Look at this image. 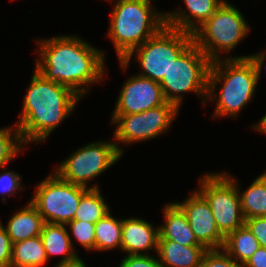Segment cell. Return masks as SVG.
Instances as JSON below:
<instances>
[{"label":"cell","mask_w":266,"mask_h":267,"mask_svg":"<svg viewBox=\"0 0 266 267\" xmlns=\"http://www.w3.org/2000/svg\"><path fill=\"white\" fill-rule=\"evenodd\" d=\"M113 3L107 36L115 45L120 61L156 35L166 25V20L165 13L155 10L151 0H116Z\"/></svg>","instance_id":"obj_4"},{"label":"cell","mask_w":266,"mask_h":267,"mask_svg":"<svg viewBox=\"0 0 266 267\" xmlns=\"http://www.w3.org/2000/svg\"><path fill=\"white\" fill-rule=\"evenodd\" d=\"M175 203L185 213L188 223L201 245L207 250L223 248L225 237L216 225L209 203L198 191H193L185 201Z\"/></svg>","instance_id":"obj_12"},{"label":"cell","mask_w":266,"mask_h":267,"mask_svg":"<svg viewBox=\"0 0 266 267\" xmlns=\"http://www.w3.org/2000/svg\"><path fill=\"white\" fill-rule=\"evenodd\" d=\"M80 99L70 88L46 79L34 69L20 119L16 123L23 143L46 140L73 112Z\"/></svg>","instance_id":"obj_2"},{"label":"cell","mask_w":266,"mask_h":267,"mask_svg":"<svg viewBox=\"0 0 266 267\" xmlns=\"http://www.w3.org/2000/svg\"><path fill=\"white\" fill-rule=\"evenodd\" d=\"M179 109L173 104H165L136 114H112L111 124L116 125L114 141L117 150L123 155L118 144H132L158 137L168 131Z\"/></svg>","instance_id":"obj_11"},{"label":"cell","mask_w":266,"mask_h":267,"mask_svg":"<svg viewBox=\"0 0 266 267\" xmlns=\"http://www.w3.org/2000/svg\"><path fill=\"white\" fill-rule=\"evenodd\" d=\"M44 220L36 208L28 202L25 207L10 217L6 230L12 243H17L26 239L41 235Z\"/></svg>","instance_id":"obj_18"},{"label":"cell","mask_w":266,"mask_h":267,"mask_svg":"<svg viewBox=\"0 0 266 267\" xmlns=\"http://www.w3.org/2000/svg\"><path fill=\"white\" fill-rule=\"evenodd\" d=\"M259 247L258 240L244 224L225 238L222 249L243 266Z\"/></svg>","instance_id":"obj_21"},{"label":"cell","mask_w":266,"mask_h":267,"mask_svg":"<svg viewBox=\"0 0 266 267\" xmlns=\"http://www.w3.org/2000/svg\"><path fill=\"white\" fill-rule=\"evenodd\" d=\"M193 42V34L165 25L156 35L133 49L123 60L126 70L131 57L136 56L142 72L139 76L160 82L167 74L173 61Z\"/></svg>","instance_id":"obj_6"},{"label":"cell","mask_w":266,"mask_h":267,"mask_svg":"<svg viewBox=\"0 0 266 267\" xmlns=\"http://www.w3.org/2000/svg\"><path fill=\"white\" fill-rule=\"evenodd\" d=\"M158 238L159 228L155 229L145 219H123L121 250L127 255H148V250L157 252Z\"/></svg>","instance_id":"obj_14"},{"label":"cell","mask_w":266,"mask_h":267,"mask_svg":"<svg viewBox=\"0 0 266 267\" xmlns=\"http://www.w3.org/2000/svg\"><path fill=\"white\" fill-rule=\"evenodd\" d=\"M265 55V52L259 51L248 56H234L211 62L207 101H216L213 118H235L251 101L261 76ZM219 82L223 84L217 95L216 87Z\"/></svg>","instance_id":"obj_3"},{"label":"cell","mask_w":266,"mask_h":267,"mask_svg":"<svg viewBox=\"0 0 266 267\" xmlns=\"http://www.w3.org/2000/svg\"><path fill=\"white\" fill-rule=\"evenodd\" d=\"M5 172L0 173V193L2 196L4 194H15L16 190L23 189L21 186V176L13 171H6V166L4 167Z\"/></svg>","instance_id":"obj_28"},{"label":"cell","mask_w":266,"mask_h":267,"mask_svg":"<svg viewBox=\"0 0 266 267\" xmlns=\"http://www.w3.org/2000/svg\"><path fill=\"white\" fill-rule=\"evenodd\" d=\"M244 224L256 237L259 245L266 248V217L248 218Z\"/></svg>","instance_id":"obj_30"},{"label":"cell","mask_w":266,"mask_h":267,"mask_svg":"<svg viewBox=\"0 0 266 267\" xmlns=\"http://www.w3.org/2000/svg\"><path fill=\"white\" fill-rule=\"evenodd\" d=\"M256 131L266 134V114L260 119V121L252 126Z\"/></svg>","instance_id":"obj_34"},{"label":"cell","mask_w":266,"mask_h":267,"mask_svg":"<svg viewBox=\"0 0 266 267\" xmlns=\"http://www.w3.org/2000/svg\"><path fill=\"white\" fill-rule=\"evenodd\" d=\"M243 267H266V248L260 246L246 261Z\"/></svg>","instance_id":"obj_32"},{"label":"cell","mask_w":266,"mask_h":267,"mask_svg":"<svg viewBox=\"0 0 266 267\" xmlns=\"http://www.w3.org/2000/svg\"><path fill=\"white\" fill-rule=\"evenodd\" d=\"M199 180L200 187L197 191L209 203L216 225L226 238L245 223L238 182L226 171L205 174Z\"/></svg>","instance_id":"obj_8"},{"label":"cell","mask_w":266,"mask_h":267,"mask_svg":"<svg viewBox=\"0 0 266 267\" xmlns=\"http://www.w3.org/2000/svg\"><path fill=\"white\" fill-rule=\"evenodd\" d=\"M238 191L245 219L266 217V171L255 178L242 194L239 188Z\"/></svg>","instance_id":"obj_22"},{"label":"cell","mask_w":266,"mask_h":267,"mask_svg":"<svg viewBox=\"0 0 266 267\" xmlns=\"http://www.w3.org/2000/svg\"><path fill=\"white\" fill-rule=\"evenodd\" d=\"M198 267H243L223 249L207 250Z\"/></svg>","instance_id":"obj_27"},{"label":"cell","mask_w":266,"mask_h":267,"mask_svg":"<svg viewBox=\"0 0 266 267\" xmlns=\"http://www.w3.org/2000/svg\"><path fill=\"white\" fill-rule=\"evenodd\" d=\"M123 219L113 217L110 212L95 223V250L121 249Z\"/></svg>","instance_id":"obj_23"},{"label":"cell","mask_w":266,"mask_h":267,"mask_svg":"<svg viewBox=\"0 0 266 267\" xmlns=\"http://www.w3.org/2000/svg\"><path fill=\"white\" fill-rule=\"evenodd\" d=\"M207 249L183 246L175 241L158 239L157 252L161 267H198Z\"/></svg>","instance_id":"obj_17"},{"label":"cell","mask_w":266,"mask_h":267,"mask_svg":"<svg viewBox=\"0 0 266 267\" xmlns=\"http://www.w3.org/2000/svg\"><path fill=\"white\" fill-rule=\"evenodd\" d=\"M78 37L59 35L37 40L41 57L36 59L35 69L82 98L89 84L100 82L106 75L105 52Z\"/></svg>","instance_id":"obj_1"},{"label":"cell","mask_w":266,"mask_h":267,"mask_svg":"<svg viewBox=\"0 0 266 267\" xmlns=\"http://www.w3.org/2000/svg\"><path fill=\"white\" fill-rule=\"evenodd\" d=\"M47 262L41 236L13 243L10 267H43Z\"/></svg>","instance_id":"obj_20"},{"label":"cell","mask_w":266,"mask_h":267,"mask_svg":"<svg viewBox=\"0 0 266 267\" xmlns=\"http://www.w3.org/2000/svg\"><path fill=\"white\" fill-rule=\"evenodd\" d=\"M121 156L114 141L92 142L74 151L54 172L75 185L98 189L97 184L88 187V183L114 165Z\"/></svg>","instance_id":"obj_10"},{"label":"cell","mask_w":266,"mask_h":267,"mask_svg":"<svg viewBox=\"0 0 266 267\" xmlns=\"http://www.w3.org/2000/svg\"><path fill=\"white\" fill-rule=\"evenodd\" d=\"M98 189H88L81 197L74 220L95 224L110 212L109 207Z\"/></svg>","instance_id":"obj_24"},{"label":"cell","mask_w":266,"mask_h":267,"mask_svg":"<svg viewBox=\"0 0 266 267\" xmlns=\"http://www.w3.org/2000/svg\"><path fill=\"white\" fill-rule=\"evenodd\" d=\"M24 147L17 126L0 129V169L14 159Z\"/></svg>","instance_id":"obj_25"},{"label":"cell","mask_w":266,"mask_h":267,"mask_svg":"<svg viewBox=\"0 0 266 267\" xmlns=\"http://www.w3.org/2000/svg\"><path fill=\"white\" fill-rule=\"evenodd\" d=\"M69 226L74 238L86 250H95V224L80 220H72L66 224Z\"/></svg>","instance_id":"obj_26"},{"label":"cell","mask_w":266,"mask_h":267,"mask_svg":"<svg viewBox=\"0 0 266 267\" xmlns=\"http://www.w3.org/2000/svg\"><path fill=\"white\" fill-rule=\"evenodd\" d=\"M156 258V259H155ZM119 267H161L157 257L152 255H126Z\"/></svg>","instance_id":"obj_29"},{"label":"cell","mask_w":266,"mask_h":267,"mask_svg":"<svg viewBox=\"0 0 266 267\" xmlns=\"http://www.w3.org/2000/svg\"><path fill=\"white\" fill-rule=\"evenodd\" d=\"M210 65L211 61L205 53L192 42L173 61L167 74L159 82L166 102L173 103L179 109L182 94L194 92L206 104Z\"/></svg>","instance_id":"obj_5"},{"label":"cell","mask_w":266,"mask_h":267,"mask_svg":"<svg viewBox=\"0 0 266 267\" xmlns=\"http://www.w3.org/2000/svg\"><path fill=\"white\" fill-rule=\"evenodd\" d=\"M86 264L83 262L82 258L78 256L77 258L67 261L65 263H57L55 267H87Z\"/></svg>","instance_id":"obj_33"},{"label":"cell","mask_w":266,"mask_h":267,"mask_svg":"<svg viewBox=\"0 0 266 267\" xmlns=\"http://www.w3.org/2000/svg\"><path fill=\"white\" fill-rule=\"evenodd\" d=\"M88 189L63 180L53 172L37 185L36 192L29 202L44 222L67 224L74 220L81 197Z\"/></svg>","instance_id":"obj_9"},{"label":"cell","mask_w":266,"mask_h":267,"mask_svg":"<svg viewBox=\"0 0 266 267\" xmlns=\"http://www.w3.org/2000/svg\"><path fill=\"white\" fill-rule=\"evenodd\" d=\"M165 103L159 82L134 75L123 84L113 114H136Z\"/></svg>","instance_id":"obj_13"},{"label":"cell","mask_w":266,"mask_h":267,"mask_svg":"<svg viewBox=\"0 0 266 267\" xmlns=\"http://www.w3.org/2000/svg\"><path fill=\"white\" fill-rule=\"evenodd\" d=\"M163 212L165 223L158 226V239L175 241L183 246H203L197 241L185 213L176 203L165 205Z\"/></svg>","instance_id":"obj_16"},{"label":"cell","mask_w":266,"mask_h":267,"mask_svg":"<svg viewBox=\"0 0 266 267\" xmlns=\"http://www.w3.org/2000/svg\"><path fill=\"white\" fill-rule=\"evenodd\" d=\"M243 14L227 1L194 33L193 42L211 62L220 60V52L230 53L249 33Z\"/></svg>","instance_id":"obj_7"},{"label":"cell","mask_w":266,"mask_h":267,"mask_svg":"<svg viewBox=\"0 0 266 267\" xmlns=\"http://www.w3.org/2000/svg\"><path fill=\"white\" fill-rule=\"evenodd\" d=\"M13 243L0 222V267H10Z\"/></svg>","instance_id":"obj_31"},{"label":"cell","mask_w":266,"mask_h":267,"mask_svg":"<svg viewBox=\"0 0 266 267\" xmlns=\"http://www.w3.org/2000/svg\"><path fill=\"white\" fill-rule=\"evenodd\" d=\"M41 238L44 244L46 257L49 260L51 256L63 255L58 263H65L77 258L79 255L74 251L73 240L66 224L44 223L41 232Z\"/></svg>","instance_id":"obj_19"},{"label":"cell","mask_w":266,"mask_h":267,"mask_svg":"<svg viewBox=\"0 0 266 267\" xmlns=\"http://www.w3.org/2000/svg\"><path fill=\"white\" fill-rule=\"evenodd\" d=\"M225 0H183L186 9L165 13L166 25L193 34Z\"/></svg>","instance_id":"obj_15"}]
</instances>
